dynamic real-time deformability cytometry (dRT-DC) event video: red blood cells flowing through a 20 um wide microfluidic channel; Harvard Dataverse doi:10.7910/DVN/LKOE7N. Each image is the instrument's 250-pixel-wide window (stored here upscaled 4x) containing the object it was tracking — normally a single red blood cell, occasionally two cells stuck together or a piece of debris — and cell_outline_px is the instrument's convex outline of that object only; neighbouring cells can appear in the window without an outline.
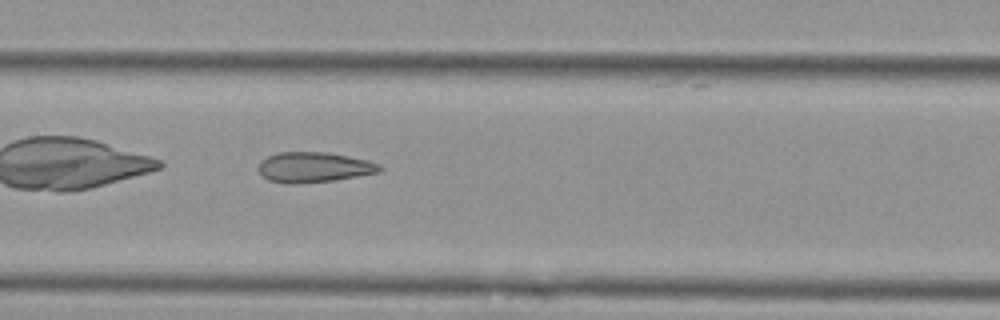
{"species": "Egyptian fruit bat (a non-hibernating species)", "species_latin": "Rousettus aegyptiacus", "temperature_condition": "cold", "stored_images_in_passage": 34, "camera_frame_rate_fps": 3000, "um_per_image_px": 0.085, "animal": {"sex": "female"}, "frame": {"image": 1, "passage_image": 10, "time_ms": 3.0, "image_size_px": [1000, 320], "cell_outline_px": [[384, 168], [380, 172], [336, 180], [296, 184], [284, 184], [268, 180], [256, 168], [260, 160], [268, 156], [280, 152], [328, 152], [368, 160], [380, 164]], "centroid_in_image_um": [26.68, 14.22], "position_along_channel_um": 180.7, "area_um2": 21.68}, "authors_computed_cell_mechanics": {"area_um2": 21.7617, "velocity_mm_per_s": 3.5912, "shape_relaxation_time_tau1_ms": null, "shape_relaxation_time_tau2_ms": 2.7854, "deformation_change_tau1": null, "deformation_change_tau2": 0.11}}